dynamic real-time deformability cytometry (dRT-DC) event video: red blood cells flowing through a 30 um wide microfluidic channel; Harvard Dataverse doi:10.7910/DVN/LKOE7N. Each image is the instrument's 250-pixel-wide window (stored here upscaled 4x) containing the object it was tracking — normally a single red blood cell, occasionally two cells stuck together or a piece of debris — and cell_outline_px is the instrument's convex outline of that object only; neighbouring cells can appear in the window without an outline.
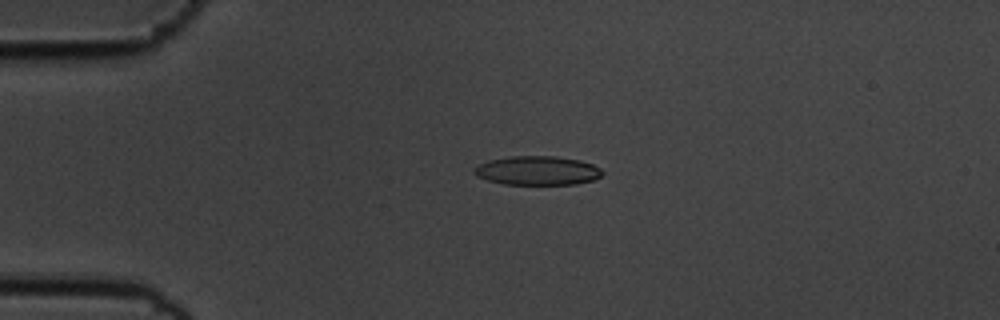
{"species": "common noctule bat (a hibernating species)", "species_latin": "Nyctalus noctula", "temperature_condition": "cold", "stored_images_in_passage": 56, "camera_frame_rate_fps": 3000, "um_per_image_px": 0.085, "animal": {"sex": "male", "body_mass_g": 19.5, "forearm_length_mm": 54.6}, "frame": {"image": 1, "passage_image": 13, "time_ms": 4.0, "image_size_px": [1000, 320], "cell_outline_px": [[604, 172], [600, 176], [592, 180], [576, 184], [504, 184], [488, 180], [476, 176], [472, 172], [472, 168], [488, 160], [508, 156], [556, 156], [580, 160], [592, 164], [600, 168]], "centroid_in_image_um": [45.65, 14.49], "position_along_channel_um": 39.4, "area_um2": 21.73}}
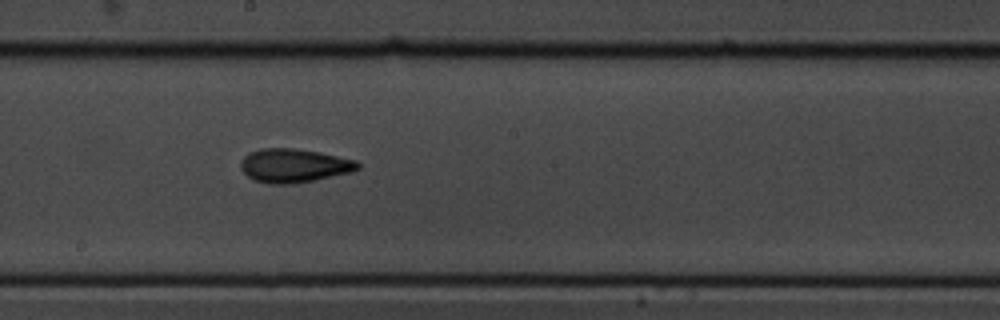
{"frame": {"image": 2, "passage_image": 31, "time_ms": 10.0, "image_size_px": [1000, 320], "cell_outline_px": [[360, 168], [352, 172], [292, 184], [268, 184], [252, 180], [240, 168], [240, 164], [244, 156], [248, 152], [260, 148], [292, 148], [320, 152], [356, 160], [360, 164]], "centroid_in_image_um": [24.96, 14.07], "position_along_channel_um": 223.2, "area_um2": 23.12}}
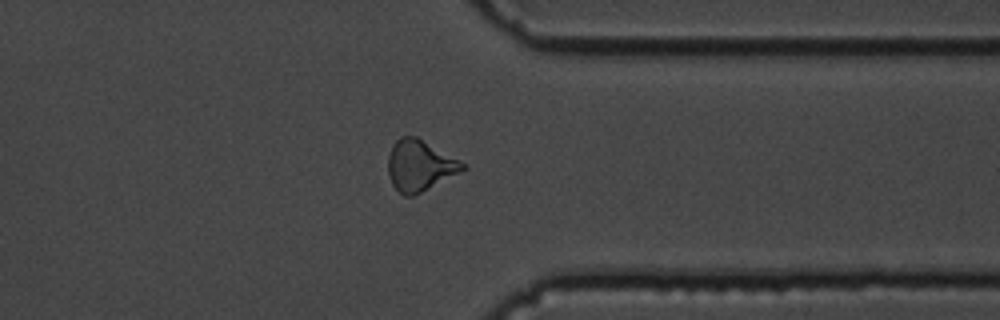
{"frame": {"image": 3, "passage_image": 44, "time_ms": 14.333, "image_size_px": [1000, 320], "cell_outline_px": [[468, 168], [412, 196], [404, 196], [392, 184], [388, 176], [388, 156], [396, 140], [400, 136], [416, 136], [464, 164]], "centroid_in_image_um": [35.63, 14.07], "position_along_channel_um": 375.8, "area_um2": 21.56}, "authors_computed_cell_mechanics": {"area_um2": 21.3282, "velocity_mm_per_s": 3.5996, "shape_relaxation_time_tau1_ms": 3.5147, "shape_relaxation_time_tau2_ms": 3.2619, "deformation_change_tau1": 0.1522, "deformation_change_tau2": 0.119}}